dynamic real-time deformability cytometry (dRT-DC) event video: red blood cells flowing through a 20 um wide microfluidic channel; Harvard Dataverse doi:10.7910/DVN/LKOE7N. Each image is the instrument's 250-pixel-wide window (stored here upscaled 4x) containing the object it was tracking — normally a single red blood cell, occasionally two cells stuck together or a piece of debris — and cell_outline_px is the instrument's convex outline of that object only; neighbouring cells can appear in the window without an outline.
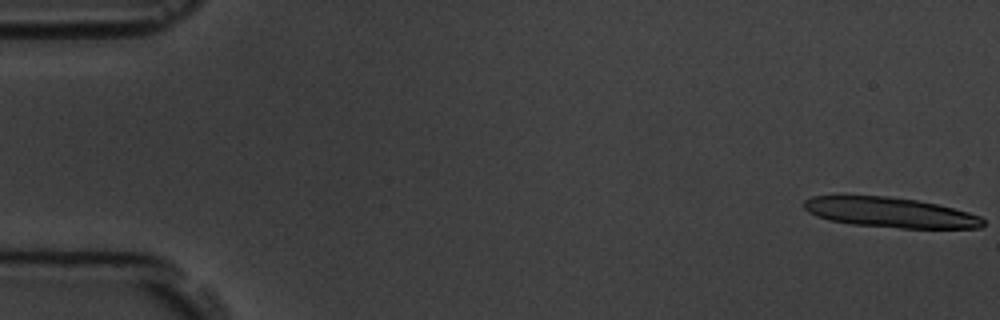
{"species": "common noctule bat (a hibernating species)", "species_latin": "Nyctalus noctula", "temperature_condition": "room temperature", "stored_images_in_passage": 6, "camera_frame_rate_fps": 3000, "um_per_image_px": 0.085, "animal": {"sex": "male", "body_mass_g": 19.5, "forearm_length_mm": 54.6}, "frame": {"image": 1, "passage_image": 1, "time_ms": 0.0, "image_size_px": [1000, 320], "cell_outline_px": [[984, 224], [980, 228], [900, 228], [852, 224], [828, 220], [816, 216], [808, 212], [804, 208], [804, 200], [812, 196], [888, 196], [916, 200], [936, 204], [968, 212], [980, 216], [984, 220]], "centroid_in_image_um": [75.65, 18.06], "position_along_channel_um": 9.4, "area_um2": 31.27}}